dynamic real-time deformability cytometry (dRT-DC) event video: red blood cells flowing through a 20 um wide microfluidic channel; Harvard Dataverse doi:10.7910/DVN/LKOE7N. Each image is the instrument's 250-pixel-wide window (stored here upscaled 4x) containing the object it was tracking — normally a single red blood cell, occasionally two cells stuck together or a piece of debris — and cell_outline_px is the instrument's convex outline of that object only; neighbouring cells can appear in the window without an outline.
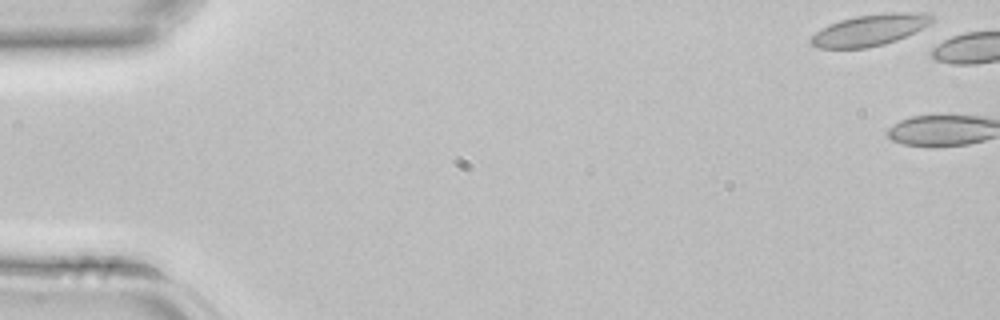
{"species": "common noctule bat (a hibernating species)", "species_latin": "Nyctalus noctula", "temperature_condition": "room temperature", "stored_images_in_passage": 3, "camera_frame_rate_fps": 3000, "um_per_image_px": 0.085, "animal": {"sex": "female", "body_mass_g": 22.7, "forearm_length_mm": 54.2}, "frame": {"image": 1, "passage_image": 1, "time_ms": 0.0, "image_size_px": [1000, 320], "cell_outline_px": [[936, 20], [896, 40], [884, 44], [868, 48], [816, 48], [808, 44], [808, 40], [820, 28], [828, 24], [840, 20], [856, 16], [884, 12], [924, 12], [932, 16]], "centroid_in_image_um": [73.87, 2.55], "position_along_channel_um": 11.1, "area_um2": 22.25}}